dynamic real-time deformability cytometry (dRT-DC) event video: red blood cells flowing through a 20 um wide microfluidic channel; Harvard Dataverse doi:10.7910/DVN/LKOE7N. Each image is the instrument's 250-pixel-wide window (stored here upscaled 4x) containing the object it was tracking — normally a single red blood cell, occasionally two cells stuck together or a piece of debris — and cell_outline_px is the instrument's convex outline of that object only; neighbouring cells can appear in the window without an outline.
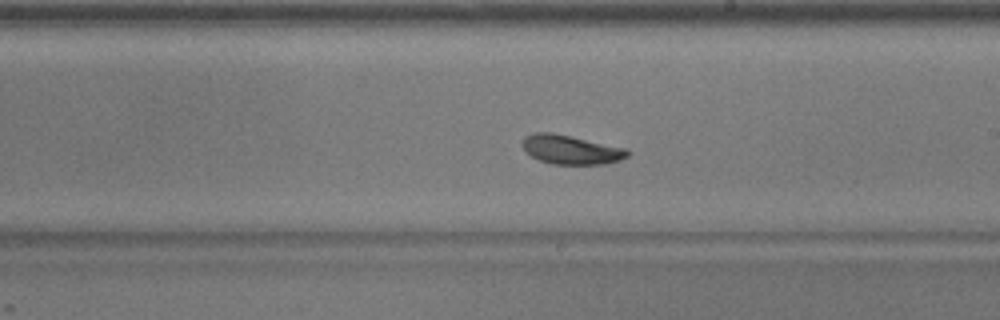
{"species": "common noctule bat (a hibernating species)", "species_latin": "Nyctalus noctula", "temperature_condition": "warm", "stored_images_in_passage": 39, "camera_frame_rate_fps": 3000, "um_per_image_px": 0.085, "animal": {"sex": "male", "body_mass_g": 17.9}, "frame": {"image": 1, "passage_image": 17, "time_ms": 5.333, "image_size_px": [1000, 320], "cell_outline_px": [[628, 156], [620, 160], [604, 164], [552, 164], [540, 160], [524, 152], [520, 144], [524, 136], [532, 132], [552, 132], [628, 148]], "centroid_in_image_um": [48.48, 12.7], "position_along_channel_um": 240.5, "area_um2": 18.09}}